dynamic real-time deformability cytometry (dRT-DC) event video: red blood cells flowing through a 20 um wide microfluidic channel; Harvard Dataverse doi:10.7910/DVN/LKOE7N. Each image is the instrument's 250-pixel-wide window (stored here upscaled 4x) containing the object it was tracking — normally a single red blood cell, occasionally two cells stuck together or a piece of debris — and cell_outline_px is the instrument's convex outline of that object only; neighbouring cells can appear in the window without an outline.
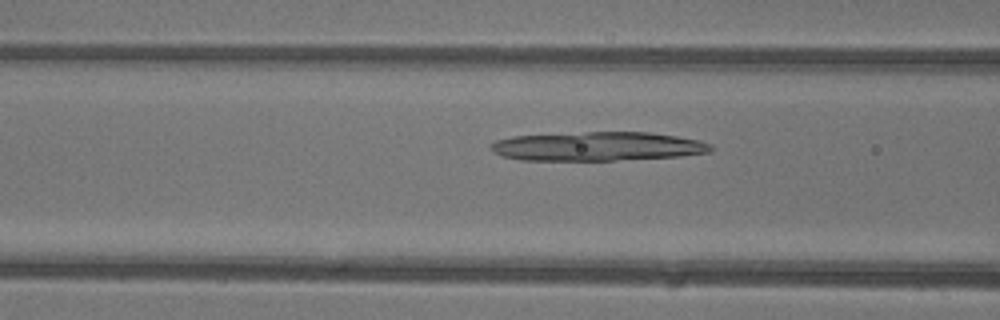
{"species": "common noctule bat (a hibernating species)", "species_latin": "Nyctalus noctula", "temperature_condition": "warm", "stored_images_in_passage": 37, "camera_frame_rate_fps": 3000, "um_per_image_px": 0.085, "animal": {"sex": "female"}, "frame": {"image": 1, "passage_image": 9, "time_ms": 2.667, "image_size_px": [1000, 320], "cell_outline_px": [[712, 152], [680, 156], [612, 160], [520, 160], [504, 156], [492, 152], [488, 148], [488, 144], [496, 140], [512, 136], [588, 132], [648, 132], [676, 136], [700, 140], [712, 144]], "centroid_in_image_um": [50.77, 12.44], "position_along_channel_um": 115.8, "area_um2": 37.22}}
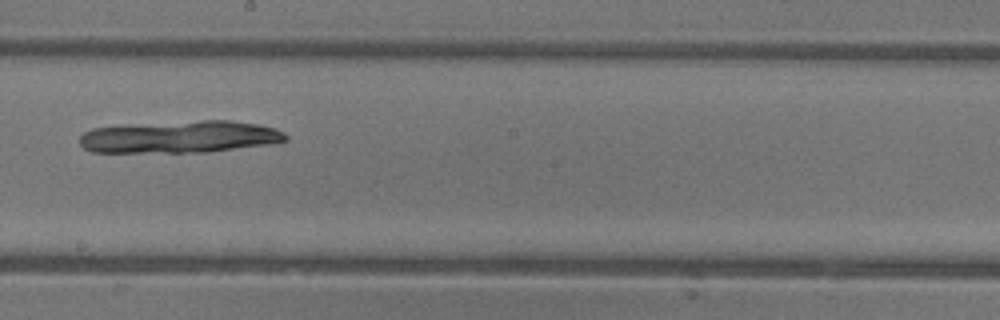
{"frame": {"image": 2, "passage_image": 17, "time_ms": 5.333, "image_size_px": [1000, 320], "cell_outline_px": [[288, 140], [268, 144], [208, 152], [92, 152], [84, 148], [80, 144], [80, 136], [84, 132], [92, 128], [120, 124], [204, 120], [228, 120], [256, 124], [276, 128], [284, 132], [288, 136]], "centroid_in_image_um": [15.26, 11.62], "position_along_channel_um": 232.9, "area_um2": 38.96}}
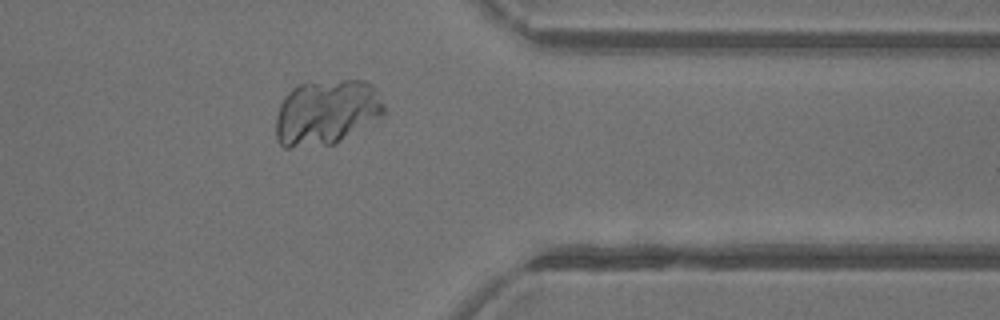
{"frame": {"image": 3, "passage_image": 28, "time_ms": 9.0, "image_size_px": [1000, 320], "cell_outline_px": [[384, 116], [332, 144], [288, 148], [284, 148], [276, 140], [276, 116], [280, 104], [284, 96], [296, 84], [308, 80], [368, 80], [376, 88], [384, 104]], "centroid_in_image_um": [27.73, 9.5], "position_along_channel_um": 383.7, "area_um2": 41.79}}